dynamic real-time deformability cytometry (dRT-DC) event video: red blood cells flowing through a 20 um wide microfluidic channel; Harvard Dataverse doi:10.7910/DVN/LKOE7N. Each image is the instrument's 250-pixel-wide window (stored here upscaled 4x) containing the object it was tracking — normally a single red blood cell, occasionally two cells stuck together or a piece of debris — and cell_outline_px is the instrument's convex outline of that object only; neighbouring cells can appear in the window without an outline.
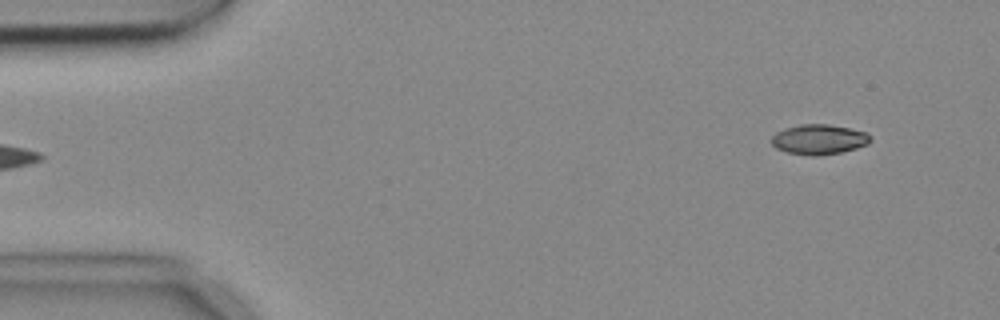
{"species": "common noctule bat (a hibernating species)", "species_latin": "Nyctalus noctula", "temperature_condition": "cold", "stored_images_in_passage": 8, "camera_frame_rate_fps": 3000, "um_per_image_px": 0.085, "animal": {"sex": "female", "body_mass_g": 18.4}, "frame": {"image": 1, "passage_image": 1, "time_ms": 0.0, "image_size_px": [1000, 320], "cell_outline_px": [[872, 140], [868, 144], [856, 148], [840, 152], [816, 156], [812, 156], [788, 152], [776, 148], [772, 144], [772, 136], [776, 132], [800, 124], [828, 124], [848, 128], [864, 132], [872, 136]], "centroid_in_image_um": [69.63, 11.85], "position_along_channel_um": 15.4, "area_um2": 17.11}}
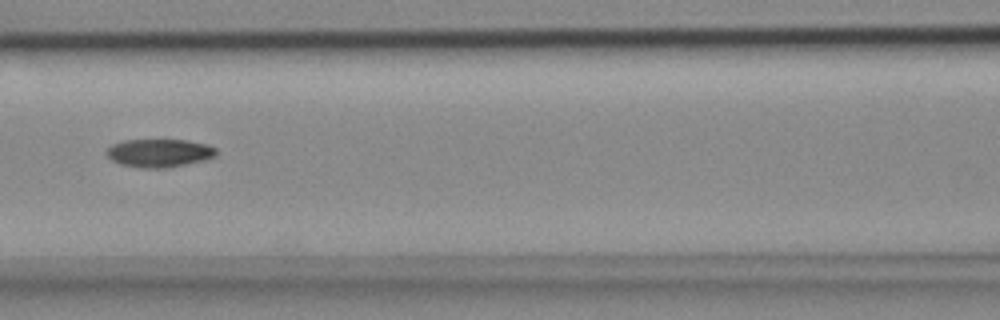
{"frame": {"image": 2, "passage_image": 6, "time_ms": 1.667, "image_size_px": [1000, 320], "cell_outline_px": [[216, 156], [204, 160], [164, 168], [140, 168], [120, 164], [112, 160], [104, 152], [112, 144], [124, 140], [188, 140], [208, 144], [216, 148]], "centroid_in_image_um": [13.53, 13.0], "position_along_channel_um": 153.1, "area_um2": 18.03}}
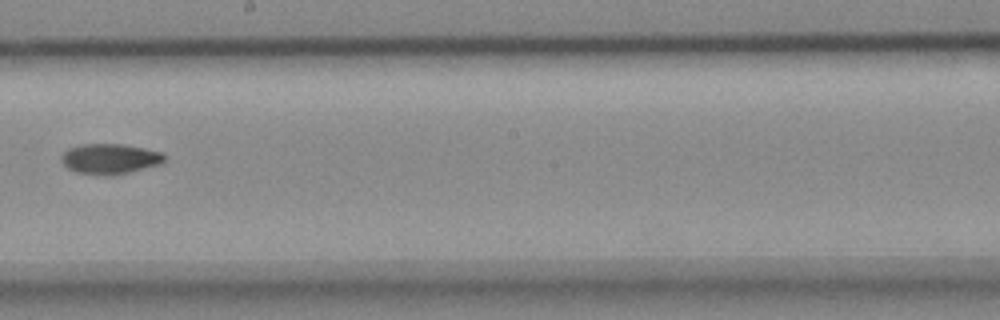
{"frame": {"image": 3, "passage_image": 8, "time_ms": 2.333, "image_size_px": [1000, 320], "cell_outline_px": [[164, 160], [160, 164], [112, 176], [108, 176], [76, 172], [68, 168], [60, 160], [60, 156], [68, 148], [80, 144], [120, 144], [144, 148], [160, 152], [164, 156]], "centroid_in_image_um": [9.29, 13.5], "position_along_channel_um": 238.9, "area_um2": 18.09}}